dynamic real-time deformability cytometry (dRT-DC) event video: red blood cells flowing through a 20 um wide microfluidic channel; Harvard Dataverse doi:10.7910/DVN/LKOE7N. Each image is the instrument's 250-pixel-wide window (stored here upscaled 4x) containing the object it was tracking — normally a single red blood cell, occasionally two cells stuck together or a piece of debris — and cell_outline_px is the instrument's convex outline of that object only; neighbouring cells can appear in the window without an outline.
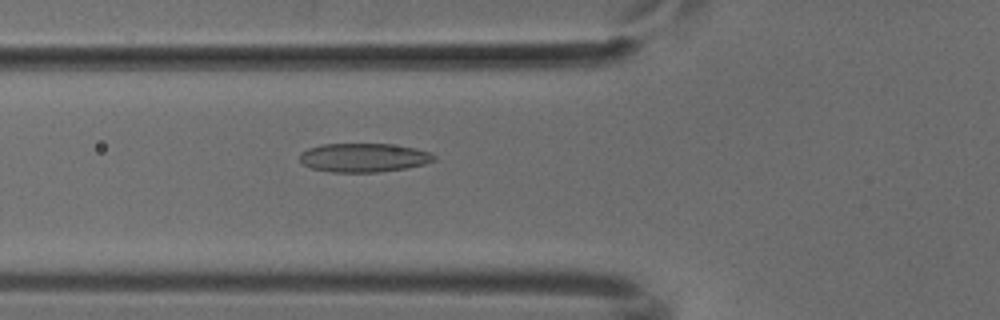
{"species": "common noctule bat (a hibernating species)", "species_latin": "Nyctalus noctula", "temperature_condition": "cold", "stored_images_in_passage": 29, "camera_frame_rate_fps": 3000, "um_per_image_px": 0.085, "animal": {"sex": "male", "body_mass_g": 18.8}, "frame": {"image": 1, "passage_image": 7, "time_ms": 2.0, "image_size_px": [1000, 320], "cell_outline_px": [[436, 160], [424, 164], [408, 168], [376, 172], [332, 172], [312, 168], [304, 164], [300, 160], [300, 152], [308, 148], [320, 144], [392, 144], [416, 148], [432, 152], [436, 156]], "centroid_in_image_um": [30.95, 13.39], "position_along_channel_um": 94.8, "area_um2": 22.72}}
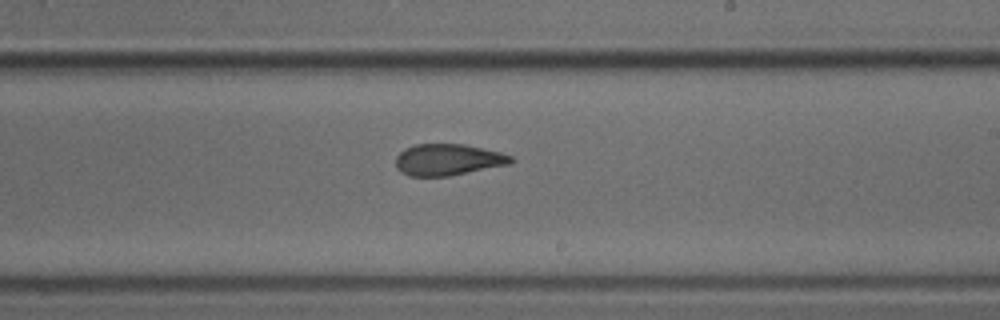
{"frame": {"image": 2, "passage_image": 19, "time_ms": 6.0, "image_size_px": [1000, 320], "cell_outline_px": [[516, 160], [512, 164], [448, 176], [408, 176], [400, 172], [396, 168], [396, 156], [404, 148], [416, 144], [464, 144], [500, 152], [512, 156]], "centroid_in_image_um": [38.08, 13.58], "position_along_channel_um": 250.9, "area_um2": 21.33}}
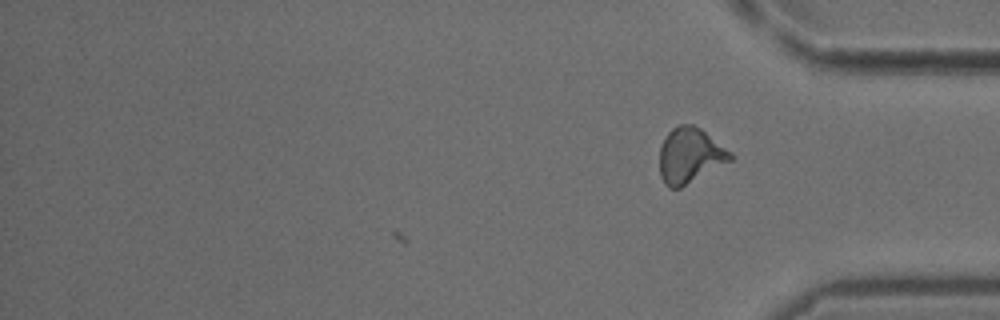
{"frame": {"image": 3, "passage_image": 29, "time_ms": 9.333, "image_size_px": [1000, 320], "cell_outline_px": [[732, 160], [680, 188], [668, 188], [664, 184], [660, 176], [660, 148], [668, 132], [672, 128], [680, 124], [692, 124], [700, 128], [732, 152]], "centroid_in_image_um": [58.64, 13.22], "position_along_channel_um": 376.6, "area_um2": 22.72}}